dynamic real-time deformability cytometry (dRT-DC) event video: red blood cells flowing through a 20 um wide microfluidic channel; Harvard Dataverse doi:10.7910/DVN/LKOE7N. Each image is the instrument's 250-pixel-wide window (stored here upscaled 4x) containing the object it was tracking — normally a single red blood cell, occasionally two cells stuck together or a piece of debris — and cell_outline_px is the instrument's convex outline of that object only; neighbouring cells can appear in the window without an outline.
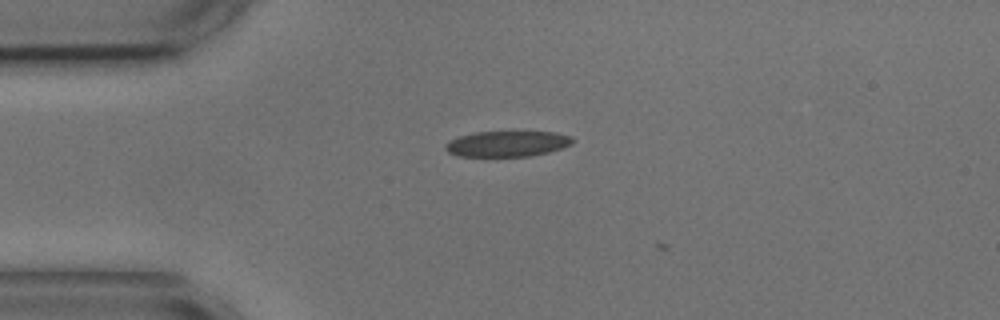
{"species": "common noctule bat (a hibernating species)", "species_latin": "Nyctalus noctula", "temperature_condition": "cold", "stored_images_in_passage": 2, "camera_frame_rate_fps": 3000, "um_per_image_px": 0.085, "animal": {"sex": "male", "body_mass_g": 17.9, "forearm_length_mm": 54.2}, "frame": {"image": 1, "passage_image": 1, "time_ms": 0.0, "image_size_px": [1000, 320], "cell_outline_px": [[576, 140], [572, 144], [564, 148], [548, 152], [528, 156], [460, 156], [448, 152], [444, 148], [444, 144], [448, 140], [460, 136], [476, 132], [556, 132], [572, 136]], "centroid_in_image_um": [43.15, 12.22], "position_along_channel_um": 41.9, "area_um2": 19.13}}